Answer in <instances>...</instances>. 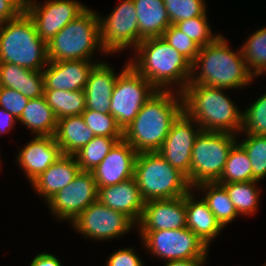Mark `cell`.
I'll use <instances>...</instances> for the list:
<instances>
[{"instance_id": "8992f818", "label": "cell", "mask_w": 266, "mask_h": 266, "mask_svg": "<svg viewBox=\"0 0 266 266\" xmlns=\"http://www.w3.org/2000/svg\"><path fill=\"white\" fill-rule=\"evenodd\" d=\"M134 177L145 202L179 198L193 189L187 176L172 167L158 151L137 154Z\"/></svg>"}, {"instance_id": "d6a6232c", "label": "cell", "mask_w": 266, "mask_h": 266, "mask_svg": "<svg viewBox=\"0 0 266 266\" xmlns=\"http://www.w3.org/2000/svg\"><path fill=\"white\" fill-rule=\"evenodd\" d=\"M122 139L123 137L95 136L74 155L80 170L91 172L106 157L114 144Z\"/></svg>"}, {"instance_id": "7c38bea8", "label": "cell", "mask_w": 266, "mask_h": 266, "mask_svg": "<svg viewBox=\"0 0 266 266\" xmlns=\"http://www.w3.org/2000/svg\"><path fill=\"white\" fill-rule=\"evenodd\" d=\"M71 224L78 233L97 241L118 238L137 226L124 213L108 208L98 200L90 204Z\"/></svg>"}, {"instance_id": "7a4b0ae2", "label": "cell", "mask_w": 266, "mask_h": 266, "mask_svg": "<svg viewBox=\"0 0 266 266\" xmlns=\"http://www.w3.org/2000/svg\"><path fill=\"white\" fill-rule=\"evenodd\" d=\"M224 38L220 34L213 42L200 47L197 58L191 64L188 84L232 90L252 83L255 78L247 69L241 49L232 51ZM197 70L199 74L196 73Z\"/></svg>"}, {"instance_id": "60d3db41", "label": "cell", "mask_w": 266, "mask_h": 266, "mask_svg": "<svg viewBox=\"0 0 266 266\" xmlns=\"http://www.w3.org/2000/svg\"><path fill=\"white\" fill-rule=\"evenodd\" d=\"M106 266H144L133 248H123L115 251L107 259Z\"/></svg>"}, {"instance_id": "f6af8a7d", "label": "cell", "mask_w": 266, "mask_h": 266, "mask_svg": "<svg viewBox=\"0 0 266 266\" xmlns=\"http://www.w3.org/2000/svg\"><path fill=\"white\" fill-rule=\"evenodd\" d=\"M206 259H183L167 261L163 266H202Z\"/></svg>"}, {"instance_id": "484cf974", "label": "cell", "mask_w": 266, "mask_h": 266, "mask_svg": "<svg viewBox=\"0 0 266 266\" xmlns=\"http://www.w3.org/2000/svg\"><path fill=\"white\" fill-rule=\"evenodd\" d=\"M55 140L62 154L75 155L94 137L93 131L87 127L81 115L58 119Z\"/></svg>"}, {"instance_id": "9c48e42d", "label": "cell", "mask_w": 266, "mask_h": 266, "mask_svg": "<svg viewBox=\"0 0 266 266\" xmlns=\"http://www.w3.org/2000/svg\"><path fill=\"white\" fill-rule=\"evenodd\" d=\"M117 77L111 96L110 114L122 131L134 120L157 89L130 64Z\"/></svg>"}, {"instance_id": "74e56055", "label": "cell", "mask_w": 266, "mask_h": 266, "mask_svg": "<svg viewBox=\"0 0 266 266\" xmlns=\"http://www.w3.org/2000/svg\"><path fill=\"white\" fill-rule=\"evenodd\" d=\"M204 0H163L171 24L202 16L206 12Z\"/></svg>"}, {"instance_id": "d590c367", "label": "cell", "mask_w": 266, "mask_h": 266, "mask_svg": "<svg viewBox=\"0 0 266 266\" xmlns=\"http://www.w3.org/2000/svg\"><path fill=\"white\" fill-rule=\"evenodd\" d=\"M85 124L95 136L123 137V131L110 113L85 109L81 114Z\"/></svg>"}, {"instance_id": "e575fe53", "label": "cell", "mask_w": 266, "mask_h": 266, "mask_svg": "<svg viewBox=\"0 0 266 266\" xmlns=\"http://www.w3.org/2000/svg\"><path fill=\"white\" fill-rule=\"evenodd\" d=\"M266 136V93L242 112L241 132Z\"/></svg>"}, {"instance_id": "f1b7e54d", "label": "cell", "mask_w": 266, "mask_h": 266, "mask_svg": "<svg viewBox=\"0 0 266 266\" xmlns=\"http://www.w3.org/2000/svg\"><path fill=\"white\" fill-rule=\"evenodd\" d=\"M43 96L57 119L81 115L86 109L84 90H44Z\"/></svg>"}, {"instance_id": "2e32d148", "label": "cell", "mask_w": 266, "mask_h": 266, "mask_svg": "<svg viewBox=\"0 0 266 266\" xmlns=\"http://www.w3.org/2000/svg\"><path fill=\"white\" fill-rule=\"evenodd\" d=\"M135 149L124 139L117 141L91 172L97 187L112 186L134 177Z\"/></svg>"}, {"instance_id": "83f0119b", "label": "cell", "mask_w": 266, "mask_h": 266, "mask_svg": "<svg viewBox=\"0 0 266 266\" xmlns=\"http://www.w3.org/2000/svg\"><path fill=\"white\" fill-rule=\"evenodd\" d=\"M193 189H200L201 192L205 191L203 199L222 227L232 222L238 216L229 194L222 184L205 182L198 184Z\"/></svg>"}, {"instance_id": "cb8c5ba5", "label": "cell", "mask_w": 266, "mask_h": 266, "mask_svg": "<svg viewBox=\"0 0 266 266\" xmlns=\"http://www.w3.org/2000/svg\"><path fill=\"white\" fill-rule=\"evenodd\" d=\"M0 87L19 91L26 98L35 99L44 94V76L42 71L0 63Z\"/></svg>"}, {"instance_id": "ba28073f", "label": "cell", "mask_w": 266, "mask_h": 266, "mask_svg": "<svg viewBox=\"0 0 266 266\" xmlns=\"http://www.w3.org/2000/svg\"><path fill=\"white\" fill-rule=\"evenodd\" d=\"M235 134L201 131L191 155L190 186L217 182L222 175L232 147L238 142Z\"/></svg>"}, {"instance_id": "d4e9b609", "label": "cell", "mask_w": 266, "mask_h": 266, "mask_svg": "<svg viewBox=\"0 0 266 266\" xmlns=\"http://www.w3.org/2000/svg\"><path fill=\"white\" fill-rule=\"evenodd\" d=\"M139 25V43L144 39L162 37L171 25L163 0H133Z\"/></svg>"}, {"instance_id": "ffe728a7", "label": "cell", "mask_w": 266, "mask_h": 266, "mask_svg": "<svg viewBox=\"0 0 266 266\" xmlns=\"http://www.w3.org/2000/svg\"><path fill=\"white\" fill-rule=\"evenodd\" d=\"M98 201L108 208L124 213L135 224L139 223L145 204L135 177L116 185L98 187Z\"/></svg>"}, {"instance_id": "44dd1931", "label": "cell", "mask_w": 266, "mask_h": 266, "mask_svg": "<svg viewBox=\"0 0 266 266\" xmlns=\"http://www.w3.org/2000/svg\"><path fill=\"white\" fill-rule=\"evenodd\" d=\"M118 75L109 64L98 61L93 67L84 92L86 109L101 113H110L111 96Z\"/></svg>"}, {"instance_id": "4316f807", "label": "cell", "mask_w": 266, "mask_h": 266, "mask_svg": "<svg viewBox=\"0 0 266 266\" xmlns=\"http://www.w3.org/2000/svg\"><path fill=\"white\" fill-rule=\"evenodd\" d=\"M35 136H54L58 119L44 96L29 99L28 104L17 119Z\"/></svg>"}, {"instance_id": "836d02e7", "label": "cell", "mask_w": 266, "mask_h": 266, "mask_svg": "<svg viewBox=\"0 0 266 266\" xmlns=\"http://www.w3.org/2000/svg\"><path fill=\"white\" fill-rule=\"evenodd\" d=\"M239 144L248 154L253 170V181L266 177V136L246 135Z\"/></svg>"}, {"instance_id": "f35d334b", "label": "cell", "mask_w": 266, "mask_h": 266, "mask_svg": "<svg viewBox=\"0 0 266 266\" xmlns=\"http://www.w3.org/2000/svg\"><path fill=\"white\" fill-rule=\"evenodd\" d=\"M162 37L191 64L197 58L200 46L185 33L181 32L174 24H171L164 31Z\"/></svg>"}, {"instance_id": "4dcf8cb0", "label": "cell", "mask_w": 266, "mask_h": 266, "mask_svg": "<svg viewBox=\"0 0 266 266\" xmlns=\"http://www.w3.org/2000/svg\"><path fill=\"white\" fill-rule=\"evenodd\" d=\"M253 181V170L248 154L237 142L231 149L225 168L217 183Z\"/></svg>"}, {"instance_id": "8fae6325", "label": "cell", "mask_w": 266, "mask_h": 266, "mask_svg": "<svg viewBox=\"0 0 266 266\" xmlns=\"http://www.w3.org/2000/svg\"><path fill=\"white\" fill-rule=\"evenodd\" d=\"M100 40L108 54L139 44V25L133 0H123L109 16H99Z\"/></svg>"}, {"instance_id": "1f68e13d", "label": "cell", "mask_w": 266, "mask_h": 266, "mask_svg": "<svg viewBox=\"0 0 266 266\" xmlns=\"http://www.w3.org/2000/svg\"><path fill=\"white\" fill-rule=\"evenodd\" d=\"M240 49L247 69L254 78L266 73V27L256 30L252 35L250 34Z\"/></svg>"}, {"instance_id": "ee69618b", "label": "cell", "mask_w": 266, "mask_h": 266, "mask_svg": "<svg viewBox=\"0 0 266 266\" xmlns=\"http://www.w3.org/2000/svg\"><path fill=\"white\" fill-rule=\"evenodd\" d=\"M17 119L0 107V134L7 133L13 128Z\"/></svg>"}, {"instance_id": "7bdbcfd3", "label": "cell", "mask_w": 266, "mask_h": 266, "mask_svg": "<svg viewBox=\"0 0 266 266\" xmlns=\"http://www.w3.org/2000/svg\"><path fill=\"white\" fill-rule=\"evenodd\" d=\"M30 266H62L60 260L50 253H40L36 255Z\"/></svg>"}, {"instance_id": "4fadbf2b", "label": "cell", "mask_w": 266, "mask_h": 266, "mask_svg": "<svg viewBox=\"0 0 266 266\" xmlns=\"http://www.w3.org/2000/svg\"><path fill=\"white\" fill-rule=\"evenodd\" d=\"M98 200V187L92 172L80 171L75 179L47 201L57 220L72 223L90 204Z\"/></svg>"}, {"instance_id": "ac0fdd59", "label": "cell", "mask_w": 266, "mask_h": 266, "mask_svg": "<svg viewBox=\"0 0 266 266\" xmlns=\"http://www.w3.org/2000/svg\"><path fill=\"white\" fill-rule=\"evenodd\" d=\"M97 63L88 60L48 61V67L42 70L44 90H84Z\"/></svg>"}, {"instance_id": "e0dca14e", "label": "cell", "mask_w": 266, "mask_h": 266, "mask_svg": "<svg viewBox=\"0 0 266 266\" xmlns=\"http://www.w3.org/2000/svg\"><path fill=\"white\" fill-rule=\"evenodd\" d=\"M185 196L145 202L138 231L177 230L186 226Z\"/></svg>"}, {"instance_id": "b9f144b4", "label": "cell", "mask_w": 266, "mask_h": 266, "mask_svg": "<svg viewBox=\"0 0 266 266\" xmlns=\"http://www.w3.org/2000/svg\"><path fill=\"white\" fill-rule=\"evenodd\" d=\"M25 10V0H0V27Z\"/></svg>"}, {"instance_id": "ab89813d", "label": "cell", "mask_w": 266, "mask_h": 266, "mask_svg": "<svg viewBox=\"0 0 266 266\" xmlns=\"http://www.w3.org/2000/svg\"><path fill=\"white\" fill-rule=\"evenodd\" d=\"M29 99L23 96L19 91L0 87V107L12 114L18 119Z\"/></svg>"}, {"instance_id": "7402d4cb", "label": "cell", "mask_w": 266, "mask_h": 266, "mask_svg": "<svg viewBox=\"0 0 266 266\" xmlns=\"http://www.w3.org/2000/svg\"><path fill=\"white\" fill-rule=\"evenodd\" d=\"M74 155L62 154L45 172L32 182V187L46 202L72 182L80 172Z\"/></svg>"}, {"instance_id": "30bf717a", "label": "cell", "mask_w": 266, "mask_h": 266, "mask_svg": "<svg viewBox=\"0 0 266 266\" xmlns=\"http://www.w3.org/2000/svg\"><path fill=\"white\" fill-rule=\"evenodd\" d=\"M148 252L164 260L206 259L209 247L187 227L177 230L139 231Z\"/></svg>"}, {"instance_id": "d6986e66", "label": "cell", "mask_w": 266, "mask_h": 266, "mask_svg": "<svg viewBox=\"0 0 266 266\" xmlns=\"http://www.w3.org/2000/svg\"><path fill=\"white\" fill-rule=\"evenodd\" d=\"M61 155V148L54 136H35L17 153V161L29 182L32 183Z\"/></svg>"}, {"instance_id": "8d00e7d4", "label": "cell", "mask_w": 266, "mask_h": 266, "mask_svg": "<svg viewBox=\"0 0 266 266\" xmlns=\"http://www.w3.org/2000/svg\"><path fill=\"white\" fill-rule=\"evenodd\" d=\"M181 32L195 41L200 47L213 42L220 34L214 35L208 24L207 12L202 16H196L188 20L174 24Z\"/></svg>"}, {"instance_id": "277c9868", "label": "cell", "mask_w": 266, "mask_h": 266, "mask_svg": "<svg viewBox=\"0 0 266 266\" xmlns=\"http://www.w3.org/2000/svg\"><path fill=\"white\" fill-rule=\"evenodd\" d=\"M222 88L203 84H188L182 92L183 110L201 127L202 131H241L242 112Z\"/></svg>"}, {"instance_id": "5b68a950", "label": "cell", "mask_w": 266, "mask_h": 266, "mask_svg": "<svg viewBox=\"0 0 266 266\" xmlns=\"http://www.w3.org/2000/svg\"><path fill=\"white\" fill-rule=\"evenodd\" d=\"M0 63L34 71L46 68L47 43L40 38L34 21L25 10L0 27Z\"/></svg>"}, {"instance_id": "f546056e", "label": "cell", "mask_w": 266, "mask_h": 266, "mask_svg": "<svg viewBox=\"0 0 266 266\" xmlns=\"http://www.w3.org/2000/svg\"><path fill=\"white\" fill-rule=\"evenodd\" d=\"M259 181L236 183H219L227 190L238 215H253L257 210L260 190L256 186Z\"/></svg>"}, {"instance_id": "9a60e30c", "label": "cell", "mask_w": 266, "mask_h": 266, "mask_svg": "<svg viewBox=\"0 0 266 266\" xmlns=\"http://www.w3.org/2000/svg\"><path fill=\"white\" fill-rule=\"evenodd\" d=\"M201 131V127L183 110L173 121L165 141L158 150L172 167L187 176L189 184L192 149Z\"/></svg>"}, {"instance_id": "603a6c76", "label": "cell", "mask_w": 266, "mask_h": 266, "mask_svg": "<svg viewBox=\"0 0 266 266\" xmlns=\"http://www.w3.org/2000/svg\"><path fill=\"white\" fill-rule=\"evenodd\" d=\"M185 207L187 228L209 247L212 240L221 234L223 227L216 220L204 199L194 198L192 189L185 195Z\"/></svg>"}, {"instance_id": "5bb4252c", "label": "cell", "mask_w": 266, "mask_h": 266, "mask_svg": "<svg viewBox=\"0 0 266 266\" xmlns=\"http://www.w3.org/2000/svg\"><path fill=\"white\" fill-rule=\"evenodd\" d=\"M87 9L77 0H50L41 4L25 0V11L34 21L38 35L46 43Z\"/></svg>"}, {"instance_id": "52a82bcc", "label": "cell", "mask_w": 266, "mask_h": 266, "mask_svg": "<svg viewBox=\"0 0 266 266\" xmlns=\"http://www.w3.org/2000/svg\"><path fill=\"white\" fill-rule=\"evenodd\" d=\"M102 48L99 15L87 8L47 42L48 61L88 60Z\"/></svg>"}, {"instance_id": "6da1fadb", "label": "cell", "mask_w": 266, "mask_h": 266, "mask_svg": "<svg viewBox=\"0 0 266 266\" xmlns=\"http://www.w3.org/2000/svg\"><path fill=\"white\" fill-rule=\"evenodd\" d=\"M175 92L157 90L123 130V139L137 153L155 152L161 148L173 121L183 111L182 93H176L179 98Z\"/></svg>"}, {"instance_id": "3957f363", "label": "cell", "mask_w": 266, "mask_h": 266, "mask_svg": "<svg viewBox=\"0 0 266 266\" xmlns=\"http://www.w3.org/2000/svg\"><path fill=\"white\" fill-rule=\"evenodd\" d=\"M136 59L129 64L157 90L167 91L176 84L182 93L191 77V63L169 45L163 37L142 40L134 49ZM168 88V89H167Z\"/></svg>"}]
</instances>
